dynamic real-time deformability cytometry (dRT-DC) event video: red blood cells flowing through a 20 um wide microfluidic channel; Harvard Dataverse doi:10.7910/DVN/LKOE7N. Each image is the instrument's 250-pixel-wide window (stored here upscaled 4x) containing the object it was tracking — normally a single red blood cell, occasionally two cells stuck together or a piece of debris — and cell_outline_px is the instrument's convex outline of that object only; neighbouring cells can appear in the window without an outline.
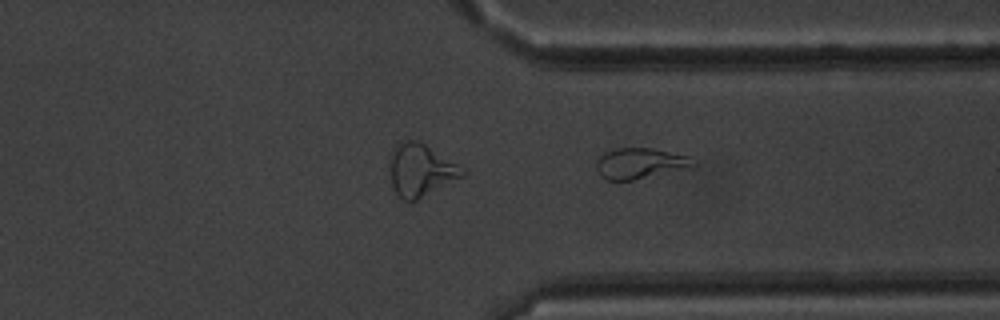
{"species": "common noctule bat (a hibernating species)", "species_latin": "Nyctalus noctula", "temperature_condition": "warm", "stored_images_in_passage": 34, "camera_frame_rate_fps": 3000, "um_per_image_px": 0.085, "animal": {"sex": "male", "body_mass_g": 20.1, "forearm_length_mm": 53.5}, "frame": {"image": 1, "passage_image": 34, "time_ms": 11.0, "image_size_px": [1000, 320], "cell_outline_px": [[696, 164], [692, 168], [632, 180], [604, 180], [600, 176], [596, 168], [596, 160], [604, 152], [616, 148], [652, 148], [688, 156]], "centroid_in_image_um": [54.38, 13.89], "position_along_channel_um": 357.0, "area_um2": 17.46}}